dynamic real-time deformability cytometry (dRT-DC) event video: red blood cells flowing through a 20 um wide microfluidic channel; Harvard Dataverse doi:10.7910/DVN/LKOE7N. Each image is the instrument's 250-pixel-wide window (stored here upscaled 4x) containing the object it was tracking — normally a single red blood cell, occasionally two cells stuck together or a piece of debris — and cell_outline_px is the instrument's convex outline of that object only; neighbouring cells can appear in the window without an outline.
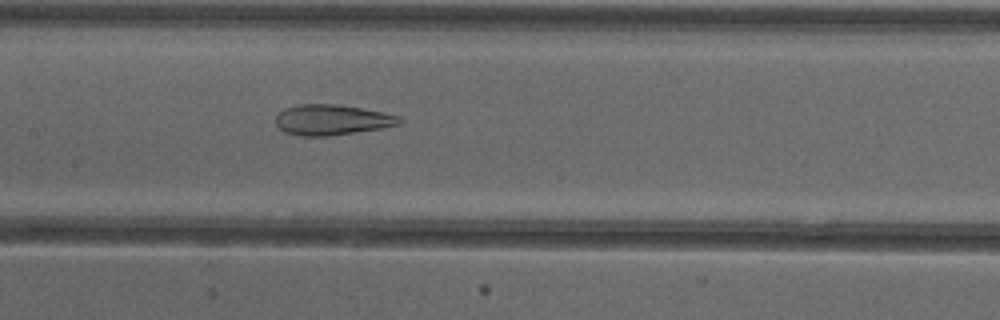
{"species": "common noctule bat (a hibernating species)", "species_latin": "Nyctalus noctula", "temperature_condition": "cold", "stored_images_in_passage": 52, "camera_frame_rate_fps": 3000, "um_per_image_px": 0.085, "animal": {"sex": "female"}, "frame": {"image": 1, "passage_image": 25, "time_ms": 8.0, "image_size_px": [1000, 320], "cell_outline_px": [[404, 120], [400, 124], [384, 128], [328, 136], [296, 136], [284, 132], [276, 124], [276, 116], [284, 108], [300, 104], [336, 104], [384, 112], [400, 116]], "centroid_in_image_um": [28.23, 10.19], "position_along_channel_um": 179.2, "area_um2": 22.14}}
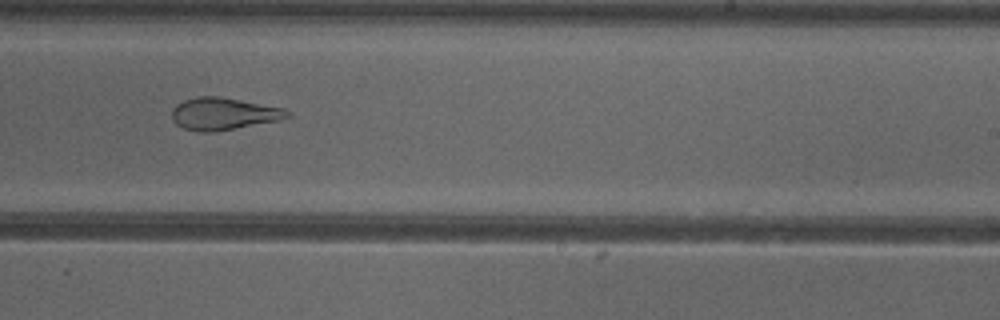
{"frame": {"image": 2, "passage_image": 32, "time_ms": 10.333, "image_size_px": [1000, 320], "cell_outline_px": [[292, 116], [280, 120], [212, 132], [200, 132], [184, 128], [176, 124], [172, 120], [172, 108], [176, 104], [184, 100], [196, 96], [220, 96], [284, 108], [292, 112]], "centroid_in_image_um": [19.0, 9.66], "position_along_channel_um": 270.0, "area_um2": 21.79}}
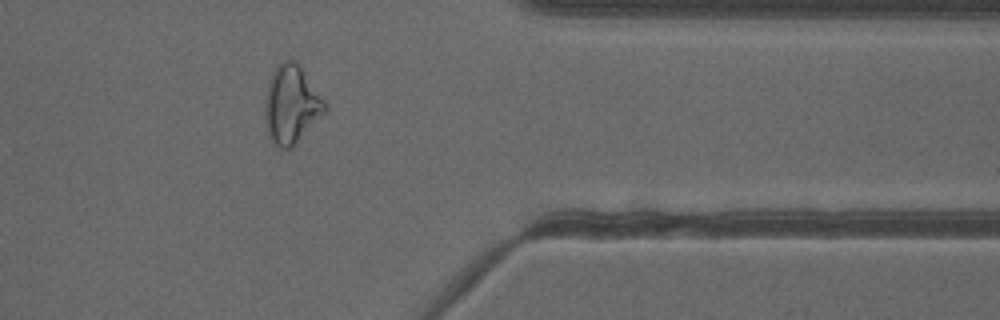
{"frame": {"image": 3, "passage_image": 42, "time_ms": 13.667, "image_size_px": [1000, 320], "cell_outline_px": [[328, 108], [296, 144], [292, 148], [280, 148], [268, 136], [264, 116], [264, 104], [268, 80], [276, 64], [280, 60], [292, 60], [300, 68], [324, 100]], "centroid_in_image_um": [24.71, 8.89], "position_along_channel_um": 386.7, "area_um2": 27.05}, "authors_computed_cell_mechanics": {"area_um2": 28.2353, "velocity_mm_per_s": 3.905, "shape_relaxation_time_tau1_ms": null, "shape_relaxation_time_tau2_ms": 1.8566, "deformation_change_tau1": null, "deformation_change_tau2": 0.1115}}